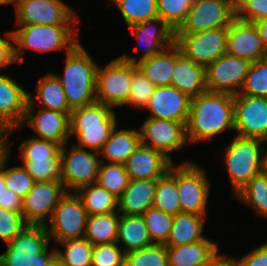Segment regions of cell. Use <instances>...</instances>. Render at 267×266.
I'll return each mask as SVG.
<instances>
[{
  "mask_svg": "<svg viewBox=\"0 0 267 266\" xmlns=\"http://www.w3.org/2000/svg\"><path fill=\"white\" fill-rule=\"evenodd\" d=\"M156 180H131L118 198V212L122 215H143L153 207Z\"/></svg>",
  "mask_w": 267,
  "mask_h": 266,
  "instance_id": "484cf974",
  "label": "cell"
},
{
  "mask_svg": "<svg viewBox=\"0 0 267 266\" xmlns=\"http://www.w3.org/2000/svg\"><path fill=\"white\" fill-rule=\"evenodd\" d=\"M117 242L93 245L91 266H124L125 252Z\"/></svg>",
  "mask_w": 267,
  "mask_h": 266,
  "instance_id": "7dc6e473",
  "label": "cell"
},
{
  "mask_svg": "<svg viewBox=\"0 0 267 266\" xmlns=\"http://www.w3.org/2000/svg\"><path fill=\"white\" fill-rule=\"evenodd\" d=\"M235 18L254 23L267 18V0H235Z\"/></svg>",
  "mask_w": 267,
  "mask_h": 266,
  "instance_id": "681fc988",
  "label": "cell"
},
{
  "mask_svg": "<svg viewBox=\"0 0 267 266\" xmlns=\"http://www.w3.org/2000/svg\"><path fill=\"white\" fill-rule=\"evenodd\" d=\"M213 266H237L231 257L223 255Z\"/></svg>",
  "mask_w": 267,
  "mask_h": 266,
  "instance_id": "6f0895ef",
  "label": "cell"
},
{
  "mask_svg": "<svg viewBox=\"0 0 267 266\" xmlns=\"http://www.w3.org/2000/svg\"><path fill=\"white\" fill-rule=\"evenodd\" d=\"M191 98L172 85L155 88L146 109L150 118L165 119L187 124Z\"/></svg>",
  "mask_w": 267,
  "mask_h": 266,
  "instance_id": "44dd1931",
  "label": "cell"
},
{
  "mask_svg": "<svg viewBox=\"0 0 267 266\" xmlns=\"http://www.w3.org/2000/svg\"><path fill=\"white\" fill-rule=\"evenodd\" d=\"M235 19V0H193L192 7L175 34H195L228 27Z\"/></svg>",
  "mask_w": 267,
  "mask_h": 266,
  "instance_id": "8fae6325",
  "label": "cell"
},
{
  "mask_svg": "<svg viewBox=\"0 0 267 266\" xmlns=\"http://www.w3.org/2000/svg\"><path fill=\"white\" fill-rule=\"evenodd\" d=\"M50 237L46 226L27 225L0 255L3 266L49 265L55 256V248L48 253Z\"/></svg>",
  "mask_w": 267,
  "mask_h": 266,
  "instance_id": "8992f818",
  "label": "cell"
},
{
  "mask_svg": "<svg viewBox=\"0 0 267 266\" xmlns=\"http://www.w3.org/2000/svg\"><path fill=\"white\" fill-rule=\"evenodd\" d=\"M171 85L190 98L207 91L205 67L186 57L176 45V63Z\"/></svg>",
  "mask_w": 267,
  "mask_h": 266,
  "instance_id": "d4e9b609",
  "label": "cell"
},
{
  "mask_svg": "<svg viewBox=\"0 0 267 266\" xmlns=\"http://www.w3.org/2000/svg\"><path fill=\"white\" fill-rule=\"evenodd\" d=\"M234 131L241 137L267 141V98L234 95Z\"/></svg>",
  "mask_w": 267,
  "mask_h": 266,
  "instance_id": "2e32d148",
  "label": "cell"
},
{
  "mask_svg": "<svg viewBox=\"0 0 267 266\" xmlns=\"http://www.w3.org/2000/svg\"><path fill=\"white\" fill-rule=\"evenodd\" d=\"M8 4V0H0V5H6Z\"/></svg>",
  "mask_w": 267,
  "mask_h": 266,
  "instance_id": "94428289",
  "label": "cell"
},
{
  "mask_svg": "<svg viewBox=\"0 0 267 266\" xmlns=\"http://www.w3.org/2000/svg\"><path fill=\"white\" fill-rule=\"evenodd\" d=\"M193 0H157L158 17L176 31L184 22Z\"/></svg>",
  "mask_w": 267,
  "mask_h": 266,
  "instance_id": "f6af8a7d",
  "label": "cell"
},
{
  "mask_svg": "<svg viewBox=\"0 0 267 266\" xmlns=\"http://www.w3.org/2000/svg\"><path fill=\"white\" fill-rule=\"evenodd\" d=\"M23 167L35 182L61 181V159H23Z\"/></svg>",
  "mask_w": 267,
  "mask_h": 266,
  "instance_id": "ee69618b",
  "label": "cell"
},
{
  "mask_svg": "<svg viewBox=\"0 0 267 266\" xmlns=\"http://www.w3.org/2000/svg\"><path fill=\"white\" fill-rule=\"evenodd\" d=\"M142 217L149 231L152 243L165 245L170 236L173 215L151 207L144 212Z\"/></svg>",
  "mask_w": 267,
  "mask_h": 266,
  "instance_id": "f35d334b",
  "label": "cell"
},
{
  "mask_svg": "<svg viewBox=\"0 0 267 266\" xmlns=\"http://www.w3.org/2000/svg\"><path fill=\"white\" fill-rule=\"evenodd\" d=\"M236 195L256 213L267 217V175L261 173L253 177Z\"/></svg>",
  "mask_w": 267,
  "mask_h": 266,
  "instance_id": "d590c367",
  "label": "cell"
},
{
  "mask_svg": "<svg viewBox=\"0 0 267 266\" xmlns=\"http://www.w3.org/2000/svg\"><path fill=\"white\" fill-rule=\"evenodd\" d=\"M49 266H68L65 263H63L59 258L54 256V258L49 263Z\"/></svg>",
  "mask_w": 267,
  "mask_h": 266,
  "instance_id": "680465c9",
  "label": "cell"
},
{
  "mask_svg": "<svg viewBox=\"0 0 267 266\" xmlns=\"http://www.w3.org/2000/svg\"><path fill=\"white\" fill-rule=\"evenodd\" d=\"M124 266H169L167 248L163 244H153L125 253Z\"/></svg>",
  "mask_w": 267,
  "mask_h": 266,
  "instance_id": "ab89813d",
  "label": "cell"
},
{
  "mask_svg": "<svg viewBox=\"0 0 267 266\" xmlns=\"http://www.w3.org/2000/svg\"><path fill=\"white\" fill-rule=\"evenodd\" d=\"M88 213L76 192H67L55 207L46 229L57 243L84 238ZM50 225V226H49Z\"/></svg>",
  "mask_w": 267,
  "mask_h": 266,
  "instance_id": "52a82bcc",
  "label": "cell"
},
{
  "mask_svg": "<svg viewBox=\"0 0 267 266\" xmlns=\"http://www.w3.org/2000/svg\"><path fill=\"white\" fill-rule=\"evenodd\" d=\"M239 94L267 98V57L251 64Z\"/></svg>",
  "mask_w": 267,
  "mask_h": 266,
  "instance_id": "60d3db41",
  "label": "cell"
},
{
  "mask_svg": "<svg viewBox=\"0 0 267 266\" xmlns=\"http://www.w3.org/2000/svg\"><path fill=\"white\" fill-rule=\"evenodd\" d=\"M226 130H234V95L205 91L191 98L186 124V137L191 143Z\"/></svg>",
  "mask_w": 267,
  "mask_h": 266,
  "instance_id": "6da1fadb",
  "label": "cell"
},
{
  "mask_svg": "<svg viewBox=\"0 0 267 266\" xmlns=\"http://www.w3.org/2000/svg\"><path fill=\"white\" fill-rule=\"evenodd\" d=\"M175 44L186 57L206 68L227 53V27L175 34Z\"/></svg>",
  "mask_w": 267,
  "mask_h": 266,
  "instance_id": "4fadbf2b",
  "label": "cell"
},
{
  "mask_svg": "<svg viewBox=\"0 0 267 266\" xmlns=\"http://www.w3.org/2000/svg\"><path fill=\"white\" fill-rule=\"evenodd\" d=\"M156 26L161 28H156ZM129 29L138 43L144 44V54L143 56H140L141 58H139V60L136 57L127 55L126 53L122 54L120 57L124 61L133 63L135 65L141 61L151 58L152 56H155L156 54H159L175 43V31L159 17L131 26ZM138 48L139 45L135 47V51H137Z\"/></svg>",
  "mask_w": 267,
  "mask_h": 266,
  "instance_id": "d6986e66",
  "label": "cell"
},
{
  "mask_svg": "<svg viewBox=\"0 0 267 266\" xmlns=\"http://www.w3.org/2000/svg\"><path fill=\"white\" fill-rule=\"evenodd\" d=\"M169 266H213L224 254L218 245L205 238L183 246H166Z\"/></svg>",
  "mask_w": 267,
  "mask_h": 266,
  "instance_id": "cb8c5ba5",
  "label": "cell"
},
{
  "mask_svg": "<svg viewBox=\"0 0 267 266\" xmlns=\"http://www.w3.org/2000/svg\"><path fill=\"white\" fill-rule=\"evenodd\" d=\"M5 189V178H4V157L0 160V198L3 195Z\"/></svg>",
  "mask_w": 267,
  "mask_h": 266,
  "instance_id": "9f6ffc18",
  "label": "cell"
},
{
  "mask_svg": "<svg viewBox=\"0 0 267 266\" xmlns=\"http://www.w3.org/2000/svg\"><path fill=\"white\" fill-rule=\"evenodd\" d=\"M9 142L11 141L8 139V153L4 156L5 186L23 200L27 193L32 189L35 181L22 165L6 169V162L10 157L9 153L11 150Z\"/></svg>",
  "mask_w": 267,
  "mask_h": 266,
  "instance_id": "b9f144b4",
  "label": "cell"
},
{
  "mask_svg": "<svg viewBox=\"0 0 267 266\" xmlns=\"http://www.w3.org/2000/svg\"><path fill=\"white\" fill-rule=\"evenodd\" d=\"M0 207L12 212H22V199L9 189L0 198Z\"/></svg>",
  "mask_w": 267,
  "mask_h": 266,
  "instance_id": "f5cc1de1",
  "label": "cell"
},
{
  "mask_svg": "<svg viewBox=\"0 0 267 266\" xmlns=\"http://www.w3.org/2000/svg\"><path fill=\"white\" fill-rule=\"evenodd\" d=\"M237 266H267V243L257 247L241 259L231 258Z\"/></svg>",
  "mask_w": 267,
  "mask_h": 266,
  "instance_id": "f907efd6",
  "label": "cell"
},
{
  "mask_svg": "<svg viewBox=\"0 0 267 266\" xmlns=\"http://www.w3.org/2000/svg\"><path fill=\"white\" fill-rule=\"evenodd\" d=\"M6 37L7 38L0 37V69L17 63L15 58V46L13 44V31L7 32Z\"/></svg>",
  "mask_w": 267,
  "mask_h": 266,
  "instance_id": "816d5d0a",
  "label": "cell"
},
{
  "mask_svg": "<svg viewBox=\"0 0 267 266\" xmlns=\"http://www.w3.org/2000/svg\"><path fill=\"white\" fill-rule=\"evenodd\" d=\"M97 69L98 65L80 43L66 52L63 75H54L60 81L72 110L96 102Z\"/></svg>",
  "mask_w": 267,
  "mask_h": 266,
  "instance_id": "7a4b0ae2",
  "label": "cell"
},
{
  "mask_svg": "<svg viewBox=\"0 0 267 266\" xmlns=\"http://www.w3.org/2000/svg\"><path fill=\"white\" fill-rule=\"evenodd\" d=\"M29 93L7 74L0 75V129L20 127L27 109Z\"/></svg>",
  "mask_w": 267,
  "mask_h": 266,
  "instance_id": "7402d4cb",
  "label": "cell"
},
{
  "mask_svg": "<svg viewBox=\"0 0 267 266\" xmlns=\"http://www.w3.org/2000/svg\"><path fill=\"white\" fill-rule=\"evenodd\" d=\"M204 216L179 213L173 216L169 239L165 246H183L205 239L202 235Z\"/></svg>",
  "mask_w": 267,
  "mask_h": 266,
  "instance_id": "4dcf8cb0",
  "label": "cell"
},
{
  "mask_svg": "<svg viewBox=\"0 0 267 266\" xmlns=\"http://www.w3.org/2000/svg\"><path fill=\"white\" fill-rule=\"evenodd\" d=\"M36 98L29 93L28 104H35L38 101L40 108L54 110L59 112H71L65 92L60 81L54 73H47L37 81Z\"/></svg>",
  "mask_w": 267,
  "mask_h": 266,
  "instance_id": "f1b7e54d",
  "label": "cell"
},
{
  "mask_svg": "<svg viewBox=\"0 0 267 266\" xmlns=\"http://www.w3.org/2000/svg\"><path fill=\"white\" fill-rule=\"evenodd\" d=\"M254 24L262 39V42H263V45L266 51V56H267V18L255 21Z\"/></svg>",
  "mask_w": 267,
  "mask_h": 266,
  "instance_id": "db71d44e",
  "label": "cell"
},
{
  "mask_svg": "<svg viewBox=\"0 0 267 266\" xmlns=\"http://www.w3.org/2000/svg\"><path fill=\"white\" fill-rule=\"evenodd\" d=\"M117 126L114 108L103 103L73 109L70 114V135H76L81 148L100 152Z\"/></svg>",
  "mask_w": 267,
  "mask_h": 266,
  "instance_id": "3957f363",
  "label": "cell"
},
{
  "mask_svg": "<svg viewBox=\"0 0 267 266\" xmlns=\"http://www.w3.org/2000/svg\"><path fill=\"white\" fill-rule=\"evenodd\" d=\"M23 159H61V146L57 143L30 138L19 147Z\"/></svg>",
  "mask_w": 267,
  "mask_h": 266,
  "instance_id": "bcb514c9",
  "label": "cell"
},
{
  "mask_svg": "<svg viewBox=\"0 0 267 266\" xmlns=\"http://www.w3.org/2000/svg\"><path fill=\"white\" fill-rule=\"evenodd\" d=\"M172 164L161 152L140 144L124 165L131 180H157Z\"/></svg>",
  "mask_w": 267,
  "mask_h": 266,
  "instance_id": "603a6c76",
  "label": "cell"
},
{
  "mask_svg": "<svg viewBox=\"0 0 267 266\" xmlns=\"http://www.w3.org/2000/svg\"><path fill=\"white\" fill-rule=\"evenodd\" d=\"M263 173L267 175V150L266 149L263 154Z\"/></svg>",
  "mask_w": 267,
  "mask_h": 266,
  "instance_id": "91938a15",
  "label": "cell"
},
{
  "mask_svg": "<svg viewBox=\"0 0 267 266\" xmlns=\"http://www.w3.org/2000/svg\"><path fill=\"white\" fill-rule=\"evenodd\" d=\"M135 64L120 56L105 67L97 69L96 102L113 108L126 105L129 99L131 76Z\"/></svg>",
  "mask_w": 267,
  "mask_h": 266,
  "instance_id": "9c48e42d",
  "label": "cell"
},
{
  "mask_svg": "<svg viewBox=\"0 0 267 266\" xmlns=\"http://www.w3.org/2000/svg\"><path fill=\"white\" fill-rule=\"evenodd\" d=\"M156 86L144 75L137 65L133 66L129 99L126 104L145 109Z\"/></svg>",
  "mask_w": 267,
  "mask_h": 266,
  "instance_id": "7bdbcfd3",
  "label": "cell"
},
{
  "mask_svg": "<svg viewBox=\"0 0 267 266\" xmlns=\"http://www.w3.org/2000/svg\"><path fill=\"white\" fill-rule=\"evenodd\" d=\"M67 193L61 181L35 182L22 200V215L28 225H43L52 218L55 207ZM49 214V221L46 219Z\"/></svg>",
  "mask_w": 267,
  "mask_h": 266,
  "instance_id": "5bb4252c",
  "label": "cell"
},
{
  "mask_svg": "<svg viewBox=\"0 0 267 266\" xmlns=\"http://www.w3.org/2000/svg\"><path fill=\"white\" fill-rule=\"evenodd\" d=\"M20 29L13 31L15 58L17 62L24 61L27 49L37 52H49L66 49L70 52L78 43L77 31L73 25H17Z\"/></svg>",
  "mask_w": 267,
  "mask_h": 266,
  "instance_id": "277c9868",
  "label": "cell"
},
{
  "mask_svg": "<svg viewBox=\"0 0 267 266\" xmlns=\"http://www.w3.org/2000/svg\"><path fill=\"white\" fill-rule=\"evenodd\" d=\"M62 249H55V256L68 266H91L93 245L84 237L60 242Z\"/></svg>",
  "mask_w": 267,
  "mask_h": 266,
  "instance_id": "8d00e7d4",
  "label": "cell"
},
{
  "mask_svg": "<svg viewBox=\"0 0 267 266\" xmlns=\"http://www.w3.org/2000/svg\"><path fill=\"white\" fill-rule=\"evenodd\" d=\"M61 147V182L67 192L97 182L101 158L98 152L81 148L72 143L70 151ZM70 190V191H69Z\"/></svg>",
  "mask_w": 267,
  "mask_h": 266,
  "instance_id": "30bf717a",
  "label": "cell"
},
{
  "mask_svg": "<svg viewBox=\"0 0 267 266\" xmlns=\"http://www.w3.org/2000/svg\"><path fill=\"white\" fill-rule=\"evenodd\" d=\"M153 207L173 216L181 213L174 163L162 177L156 180Z\"/></svg>",
  "mask_w": 267,
  "mask_h": 266,
  "instance_id": "836d02e7",
  "label": "cell"
},
{
  "mask_svg": "<svg viewBox=\"0 0 267 266\" xmlns=\"http://www.w3.org/2000/svg\"><path fill=\"white\" fill-rule=\"evenodd\" d=\"M129 181L124 164L101 162L96 183L109 193L119 198L127 188Z\"/></svg>",
  "mask_w": 267,
  "mask_h": 266,
  "instance_id": "74e56055",
  "label": "cell"
},
{
  "mask_svg": "<svg viewBox=\"0 0 267 266\" xmlns=\"http://www.w3.org/2000/svg\"><path fill=\"white\" fill-rule=\"evenodd\" d=\"M265 141L236 135L226 147L224 165L236 194L255 176L263 173Z\"/></svg>",
  "mask_w": 267,
  "mask_h": 266,
  "instance_id": "5b68a950",
  "label": "cell"
},
{
  "mask_svg": "<svg viewBox=\"0 0 267 266\" xmlns=\"http://www.w3.org/2000/svg\"><path fill=\"white\" fill-rule=\"evenodd\" d=\"M176 63V44L137 64L144 75L156 86L171 85Z\"/></svg>",
  "mask_w": 267,
  "mask_h": 266,
  "instance_id": "f546056e",
  "label": "cell"
},
{
  "mask_svg": "<svg viewBox=\"0 0 267 266\" xmlns=\"http://www.w3.org/2000/svg\"><path fill=\"white\" fill-rule=\"evenodd\" d=\"M27 225L22 213L0 207V239L5 244L12 241Z\"/></svg>",
  "mask_w": 267,
  "mask_h": 266,
  "instance_id": "c3c4849f",
  "label": "cell"
},
{
  "mask_svg": "<svg viewBox=\"0 0 267 266\" xmlns=\"http://www.w3.org/2000/svg\"><path fill=\"white\" fill-rule=\"evenodd\" d=\"M108 6L114 3L128 28L147 20L158 18L157 0H108Z\"/></svg>",
  "mask_w": 267,
  "mask_h": 266,
  "instance_id": "e575fe53",
  "label": "cell"
},
{
  "mask_svg": "<svg viewBox=\"0 0 267 266\" xmlns=\"http://www.w3.org/2000/svg\"><path fill=\"white\" fill-rule=\"evenodd\" d=\"M175 181L181 213L205 216L210 192V182L205 170L198 164L187 161L175 166Z\"/></svg>",
  "mask_w": 267,
  "mask_h": 266,
  "instance_id": "ba28073f",
  "label": "cell"
},
{
  "mask_svg": "<svg viewBox=\"0 0 267 266\" xmlns=\"http://www.w3.org/2000/svg\"><path fill=\"white\" fill-rule=\"evenodd\" d=\"M117 126L112 130L109 139L103 145L99 152L104 159L102 162L125 164L129 156L141 144L139 130L121 129L116 130Z\"/></svg>",
  "mask_w": 267,
  "mask_h": 266,
  "instance_id": "4316f807",
  "label": "cell"
},
{
  "mask_svg": "<svg viewBox=\"0 0 267 266\" xmlns=\"http://www.w3.org/2000/svg\"><path fill=\"white\" fill-rule=\"evenodd\" d=\"M33 107V104L27 105L22 125L7 130V135L9 136V133L15 129H23L27 120L28 125L35 132L34 138L51 141L59 144L61 147L66 145L70 137L71 112H59L39 108V111L35 114Z\"/></svg>",
  "mask_w": 267,
  "mask_h": 266,
  "instance_id": "ac0fdd59",
  "label": "cell"
},
{
  "mask_svg": "<svg viewBox=\"0 0 267 266\" xmlns=\"http://www.w3.org/2000/svg\"><path fill=\"white\" fill-rule=\"evenodd\" d=\"M251 64L228 53L219 57L205 68L207 91L237 95Z\"/></svg>",
  "mask_w": 267,
  "mask_h": 266,
  "instance_id": "9a60e30c",
  "label": "cell"
},
{
  "mask_svg": "<svg viewBox=\"0 0 267 266\" xmlns=\"http://www.w3.org/2000/svg\"><path fill=\"white\" fill-rule=\"evenodd\" d=\"M8 138L7 132L0 129V160L8 153Z\"/></svg>",
  "mask_w": 267,
  "mask_h": 266,
  "instance_id": "11a10c76",
  "label": "cell"
},
{
  "mask_svg": "<svg viewBox=\"0 0 267 266\" xmlns=\"http://www.w3.org/2000/svg\"><path fill=\"white\" fill-rule=\"evenodd\" d=\"M139 132L142 145L161 152L172 163L169 154L187 143L186 125L182 122L148 117Z\"/></svg>",
  "mask_w": 267,
  "mask_h": 266,
  "instance_id": "e0dca14e",
  "label": "cell"
},
{
  "mask_svg": "<svg viewBox=\"0 0 267 266\" xmlns=\"http://www.w3.org/2000/svg\"><path fill=\"white\" fill-rule=\"evenodd\" d=\"M116 242L123 243L125 253L153 245L142 215L120 214Z\"/></svg>",
  "mask_w": 267,
  "mask_h": 266,
  "instance_id": "83f0119b",
  "label": "cell"
},
{
  "mask_svg": "<svg viewBox=\"0 0 267 266\" xmlns=\"http://www.w3.org/2000/svg\"><path fill=\"white\" fill-rule=\"evenodd\" d=\"M15 5L17 25H72L76 13L61 0H8Z\"/></svg>",
  "mask_w": 267,
  "mask_h": 266,
  "instance_id": "7c38bea8",
  "label": "cell"
},
{
  "mask_svg": "<svg viewBox=\"0 0 267 266\" xmlns=\"http://www.w3.org/2000/svg\"><path fill=\"white\" fill-rule=\"evenodd\" d=\"M227 53L254 63L266 58V51L254 23L234 19L227 27Z\"/></svg>",
  "mask_w": 267,
  "mask_h": 266,
  "instance_id": "ffe728a7",
  "label": "cell"
},
{
  "mask_svg": "<svg viewBox=\"0 0 267 266\" xmlns=\"http://www.w3.org/2000/svg\"><path fill=\"white\" fill-rule=\"evenodd\" d=\"M88 215L108 214L118 209V198L98 183L83 186L76 191Z\"/></svg>",
  "mask_w": 267,
  "mask_h": 266,
  "instance_id": "d6a6232c",
  "label": "cell"
},
{
  "mask_svg": "<svg viewBox=\"0 0 267 266\" xmlns=\"http://www.w3.org/2000/svg\"><path fill=\"white\" fill-rule=\"evenodd\" d=\"M120 213L89 215L84 237L92 244H111L116 242Z\"/></svg>",
  "mask_w": 267,
  "mask_h": 266,
  "instance_id": "1f68e13d",
  "label": "cell"
}]
</instances>
